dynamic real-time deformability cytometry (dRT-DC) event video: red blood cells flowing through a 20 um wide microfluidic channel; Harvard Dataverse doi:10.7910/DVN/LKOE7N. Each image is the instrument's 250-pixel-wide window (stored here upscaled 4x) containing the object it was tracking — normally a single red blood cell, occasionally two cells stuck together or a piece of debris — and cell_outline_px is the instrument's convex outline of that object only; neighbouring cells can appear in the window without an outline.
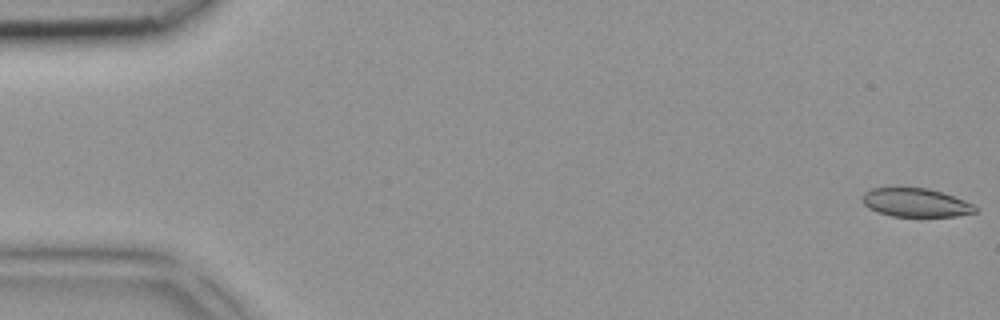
{"species": "common noctule bat (a hibernating species)", "species_latin": "Nyctalus noctula", "temperature_condition": "room temperature", "stored_images_in_passage": 4, "camera_frame_rate_fps": 3000, "um_per_image_px": 0.085, "animal": {"sex": "female", "body_mass_g": 18.4}, "frame": {"image": 1, "passage_image": 1, "time_ms": 0.0, "image_size_px": [1000, 320], "cell_outline_px": [[980, 208], [976, 212], [956, 216], [920, 220], [892, 216], [876, 212], [868, 208], [860, 200], [860, 196], [868, 188], [928, 188], [964, 200]], "centroid_in_image_um": [77.81, 17.28], "position_along_channel_um": 7.2, "area_um2": 19.83}}
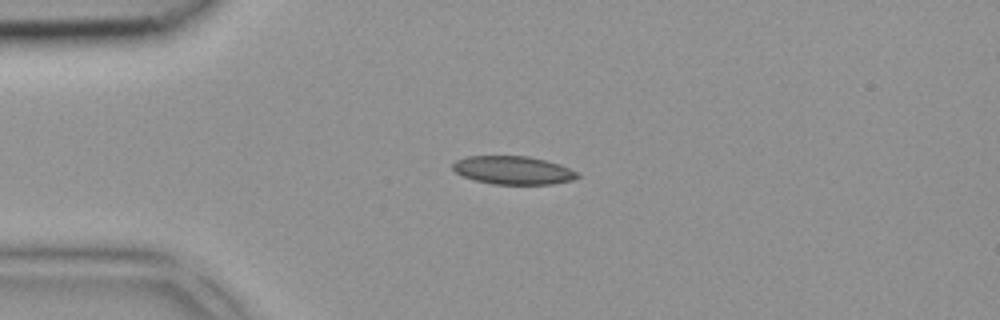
{"frame": {"image": 2, "passage_image": 3, "time_ms": 0.667, "image_size_px": [1000, 320], "cell_outline_px": [[580, 176], [572, 180], [552, 184], [492, 184], [476, 180], [464, 176], [456, 172], [452, 168], [452, 164], [456, 160], [468, 156], [528, 156], [560, 164], [576, 172]], "centroid_in_image_um": [43.6, 14.47], "position_along_channel_um": 41.4, "area_um2": 20.35}}